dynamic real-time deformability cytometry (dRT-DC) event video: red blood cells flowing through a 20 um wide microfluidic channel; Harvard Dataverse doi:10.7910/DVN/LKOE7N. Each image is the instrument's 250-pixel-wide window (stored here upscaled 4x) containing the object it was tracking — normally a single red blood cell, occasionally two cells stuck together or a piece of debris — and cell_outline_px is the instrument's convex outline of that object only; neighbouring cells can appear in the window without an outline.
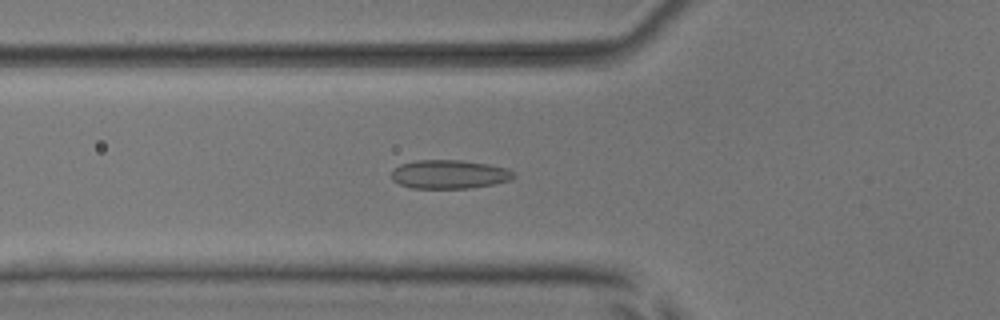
{"species": "common noctule bat (a hibernating species)", "species_latin": "Nyctalus noctula", "temperature_condition": "room temperature", "stored_images_in_passage": 52, "camera_frame_rate_fps": 3000, "um_per_image_px": 0.085, "animal": {"sex": "male", "body_mass_g": 17.9, "forearm_length_mm": 54.2}, "frame": {"image": 1, "passage_image": 18, "time_ms": 5.667, "image_size_px": [1000, 320], "cell_outline_px": [[516, 176], [508, 180], [492, 184], [468, 188], [412, 188], [400, 184], [392, 180], [392, 172], [400, 164], [416, 160], [460, 160], [488, 164], [508, 168]], "centroid_in_image_um": [38.18, 14.81], "position_along_channel_um": 87.6, "area_um2": 20.29}}
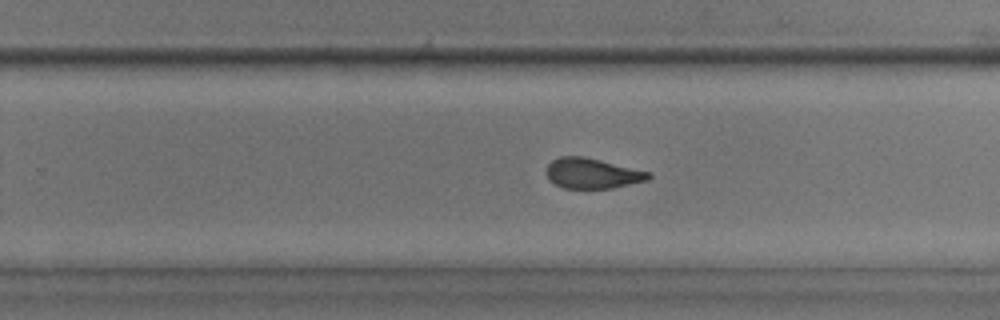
{"frame": {"image": 2, "passage_image": 33, "time_ms": 10.667, "image_size_px": [1000, 320], "cell_outline_px": [[652, 176], [648, 180], [612, 188], [564, 188], [548, 180], [548, 164], [552, 160], [560, 156], [584, 156], [652, 172]], "centroid_in_image_um": [50.38, 14.73], "position_along_channel_um": 279.4, "area_um2": 18.03}}
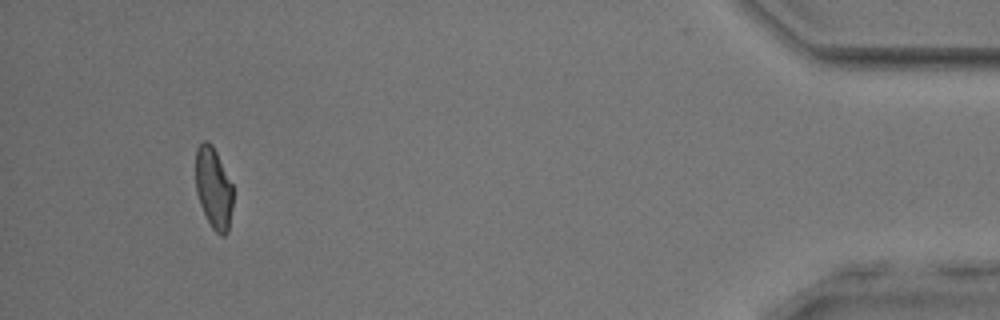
{"frame": {"image": 3, "passage_image": 49, "time_ms": 16.0, "image_size_px": [1000, 320], "cell_outline_px": [[232, 208], [228, 232], [224, 236], [220, 236], [212, 228], [200, 204], [196, 192], [196, 148], [204, 140], [208, 140], [212, 144], [232, 184]], "centroid_in_image_um": [18.15, 15.99], "position_along_channel_um": 417.1, "area_um2": 17.63}, "authors_computed_cell_mechanics": {"area_um2": 19.2474, "velocity_mm_per_s": 3.8417, "shape_relaxation_time_tau1_ms": null, "shape_relaxation_time_tau2_ms": 1.3548, "deformation_change_tau1": null, "deformation_change_tau2": 0.0818}}